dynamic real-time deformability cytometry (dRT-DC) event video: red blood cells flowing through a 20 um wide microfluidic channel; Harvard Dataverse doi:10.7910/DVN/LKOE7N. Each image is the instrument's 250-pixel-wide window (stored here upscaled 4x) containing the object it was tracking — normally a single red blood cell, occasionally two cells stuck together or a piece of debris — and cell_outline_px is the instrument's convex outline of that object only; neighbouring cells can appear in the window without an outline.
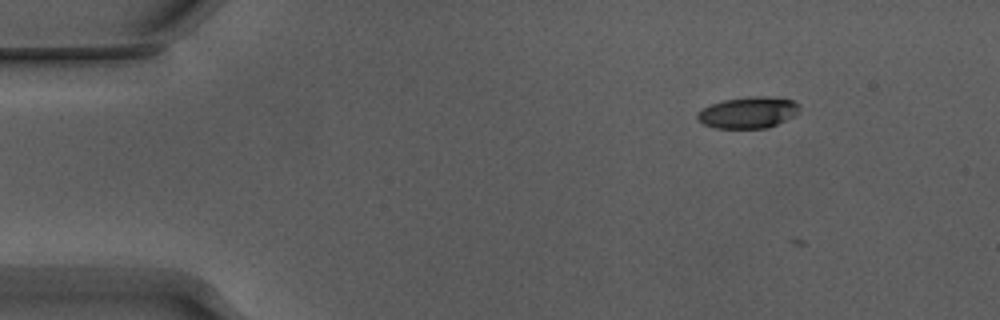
{"species": "Egyptian fruit bat (a non-hibernating species)", "species_latin": "Rousettus aegyptiacus", "temperature_condition": "warm", "stored_images_in_passage": 4, "camera_frame_rate_fps": 3000, "um_per_image_px": 0.085, "animal": {"sex": "male"}, "frame": {"image": 1, "passage_image": 3, "time_ms": 0.667, "image_size_px": [1000, 320], "cell_outline_px": [[800, 108], [792, 116], [768, 128], [716, 128], [704, 124], [696, 116], [696, 112], [712, 104], [724, 100], [752, 96], [764, 96], [792, 100], [800, 104]], "centroid_in_image_um": [63.58, 9.56], "position_along_channel_um": 21.4, "area_um2": 18.38}}